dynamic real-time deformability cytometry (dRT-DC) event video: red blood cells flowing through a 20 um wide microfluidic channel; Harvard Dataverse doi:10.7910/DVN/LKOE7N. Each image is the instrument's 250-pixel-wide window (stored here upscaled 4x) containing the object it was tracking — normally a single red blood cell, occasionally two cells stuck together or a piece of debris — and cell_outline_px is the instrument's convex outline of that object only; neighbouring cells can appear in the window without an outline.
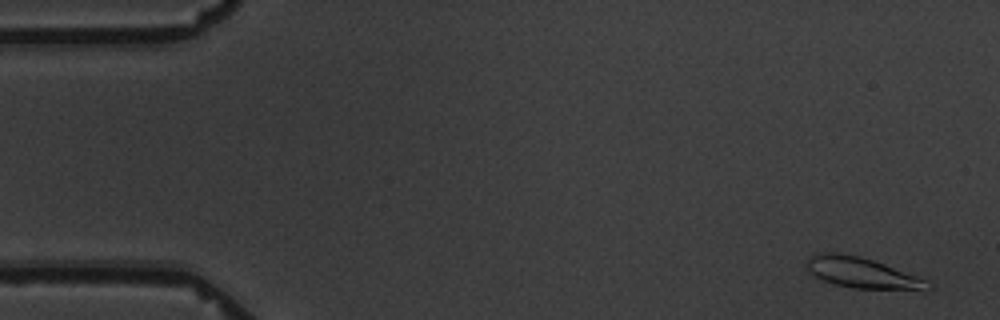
{"species": "common noctule bat (a hibernating species)", "species_latin": "Nyctalus noctula", "temperature_condition": "warm", "stored_images_in_passage": 6, "camera_frame_rate_fps": 3000, "um_per_image_px": 0.085, "animal": {"sex": "male", "body_mass_g": 19.5, "forearm_length_mm": 54.6}, "frame": {"image": 1, "passage_image": 1, "time_ms": 0.0, "image_size_px": [1000, 320], "cell_outline_px": [[932, 288], [924, 292], [852, 288], [836, 284], [824, 280], [816, 276], [804, 268], [804, 264], [808, 256], [816, 252], [836, 252], [860, 256], [884, 264], [928, 280], [932, 284]], "centroid_in_image_um": [73.32, 23.21], "position_along_channel_um": 11.7, "area_um2": 22.43}}